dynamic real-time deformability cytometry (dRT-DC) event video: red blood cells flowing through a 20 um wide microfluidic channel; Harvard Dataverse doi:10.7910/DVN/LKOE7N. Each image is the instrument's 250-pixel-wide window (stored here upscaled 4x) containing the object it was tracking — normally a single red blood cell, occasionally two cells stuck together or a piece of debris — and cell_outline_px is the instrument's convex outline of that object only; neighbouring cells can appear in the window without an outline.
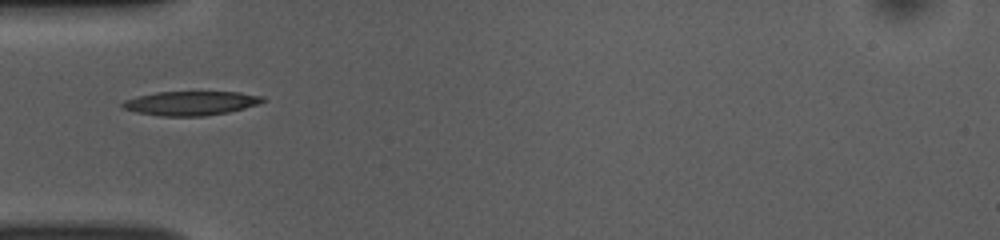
{"species": "common noctule bat (a hibernating species)", "species_latin": "Nyctalus noctula", "temperature_condition": "room temperature", "stored_images_in_passage": 36, "camera_frame_rate_fps": 3000, "um_per_image_px": 0.085, "animal": {"sex": "female", "body_mass_g": 10.0, "forearm_length_mm": 53.1}, "frame": {"image": 1, "passage_image": 1, "time_ms": 0.0, "image_size_px": [1000, 240], "cell_outline_px": [[264, 100], [260, 104], [228, 112], [204, 116], [160, 116], [136, 112], [124, 108], [120, 104], [124, 100], [136, 96], [156, 92], [240, 92], [264, 96]], "centroid_in_image_um": [16.21, 8.77], "position_along_channel_um": 68.8, "area_um2": 19.77}}
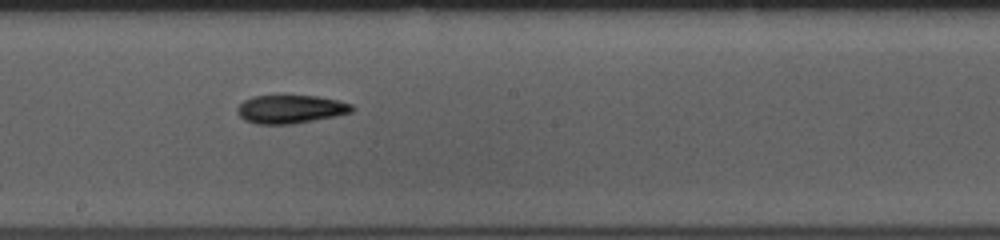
{"frame": {"image": 2, "passage_image": 13, "time_ms": 4.0, "image_size_px": [1000, 240], "cell_outline_px": [[356, 108], [352, 112], [336, 116], [292, 124], [256, 124], [244, 120], [236, 112], [236, 108], [244, 100], [252, 96], [316, 96], [336, 100], [352, 104]], "centroid_in_image_um": [24.69, 9.29], "position_along_channel_um": 223.5, "area_um2": 18.96}}
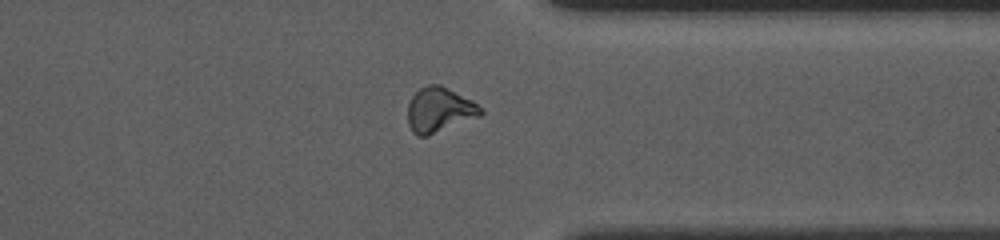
{"frame": {"image": 3, "passage_image": 25, "time_ms": 8.0, "image_size_px": [1000, 240], "cell_outline_px": [[484, 112], [480, 116], [428, 136], [416, 136], [412, 132], [408, 124], [408, 104], [412, 96], [420, 88], [428, 84], [440, 84], [472, 100], [484, 108]], "centroid_in_image_um": [37.35, 9.34], "position_along_channel_um": 374.0, "area_um2": 19.25}, "authors_computed_cell_mechanics": {"area_um2": 18.9873, "velocity_mm_per_s": 3.8573, "shape_relaxation_time_tau1_ms": 5.3585, "shape_relaxation_time_tau2_ms": null, "deformation_change_tau1": 0.1497, "deformation_change_tau2": null}}